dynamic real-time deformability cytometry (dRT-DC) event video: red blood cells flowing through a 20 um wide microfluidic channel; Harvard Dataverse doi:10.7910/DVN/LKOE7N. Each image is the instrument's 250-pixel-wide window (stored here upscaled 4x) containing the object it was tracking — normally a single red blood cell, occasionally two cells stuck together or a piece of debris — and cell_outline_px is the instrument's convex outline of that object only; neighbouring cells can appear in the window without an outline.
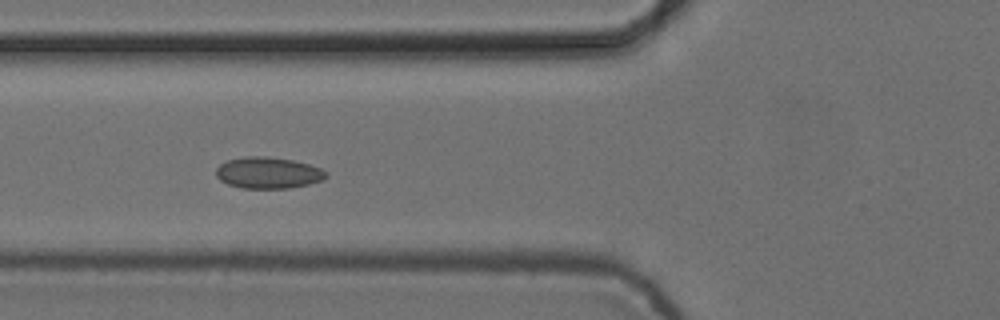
{"species": "common noctule bat (a hibernating species)", "species_latin": "Nyctalus noctula", "temperature_condition": "cold", "stored_images_in_passage": 8, "camera_frame_rate_fps": 3000, "um_per_image_px": 0.085, "animal": {"sex": "female", "body_mass_g": 24.6, "forearm_length_mm": 56.2}, "frame": {"image": 1, "passage_image": 6, "time_ms": 1.667, "image_size_px": [1000, 320], "cell_outline_px": [[328, 176], [324, 180], [308, 184], [288, 188], [240, 188], [228, 184], [220, 180], [216, 176], [216, 168], [220, 164], [228, 160], [244, 156], [264, 156], [292, 160], [308, 164], [320, 168], [328, 172]], "centroid_in_image_um": [22.79, 14.69], "position_along_channel_um": 103.0, "area_um2": 20.17}}
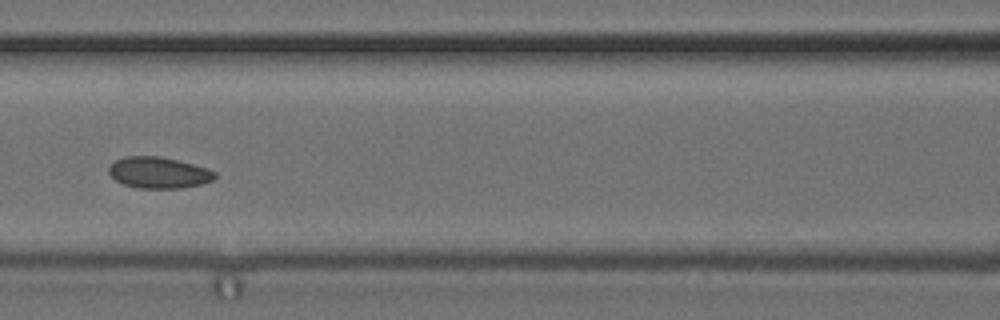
{"frame": {"image": 2, "passage_image": 7, "time_ms": 2.0, "image_size_px": [1000, 320], "cell_outline_px": [[216, 176], [212, 180], [200, 184], [180, 188], [136, 188], [124, 184], [116, 180], [108, 172], [108, 168], [116, 160], [124, 156], [160, 156], [208, 168], [216, 172]], "centroid_in_image_um": [13.48, 14.67], "position_along_channel_um": 153.1, "area_um2": 19.19}}
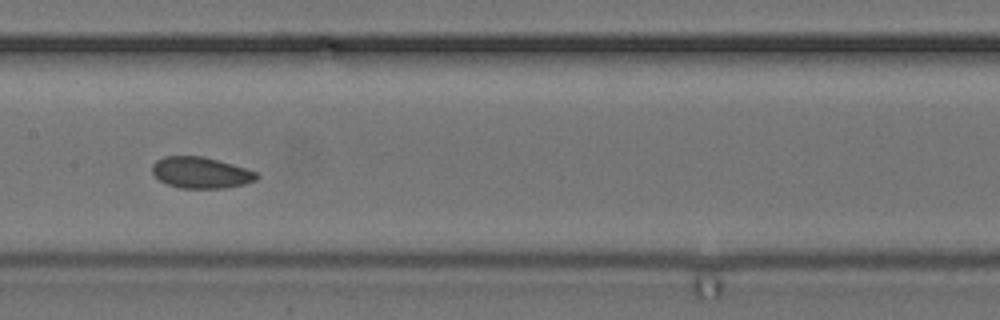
{"frame": {"image": 3, "passage_image": 8, "time_ms": 2.333, "image_size_px": [1000, 320], "cell_outline_px": [[260, 176], [256, 180], [244, 184], [228, 188], [180, 188], [168, 184], [160, 180], [152, 172], [152, 164], [156, 160], [164, 156], [200, 156], [232, 164], [256, 172]], "centroid_in_image_um": [17.07, 14.68], "position_along_channel_um": 190.3, "area_um2": 18.9}}